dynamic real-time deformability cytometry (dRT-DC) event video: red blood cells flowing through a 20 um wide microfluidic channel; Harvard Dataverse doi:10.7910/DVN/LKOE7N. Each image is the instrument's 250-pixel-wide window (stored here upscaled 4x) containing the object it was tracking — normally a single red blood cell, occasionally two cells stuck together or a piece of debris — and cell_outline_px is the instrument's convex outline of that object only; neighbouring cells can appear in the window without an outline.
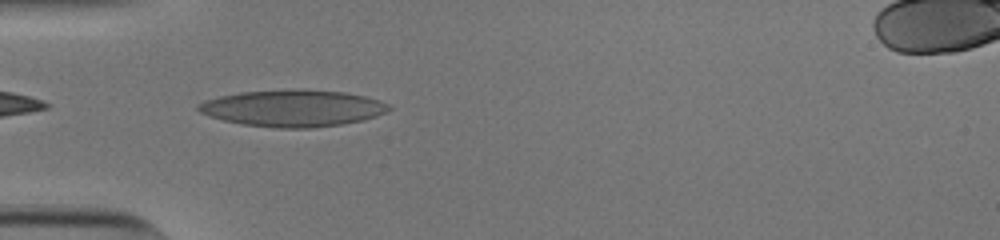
{"species": "human", "species_latin": "Homo sapiens", "temperature_condition": "cold", "stored_images_in_passage": 37, "camera_frame_rate_fps": 3000, "um_per_image_px": 0.085, "donor": {"sex": "male"}, "frame": {"image": 1, "passage_image": 1, "time_ms": 0.0, "image_size_px": [1000, 240], "cell_outline_px": [[392, 108], [376, 116], [364, 120], [340, 124], [312, 128], [276, 128], [244, 124], [224, 120], [208, 116], [200, 112], [196, 108], [196, 104], [204, 100], [220, 96], [240, 92], [304, 88], [344, 92], [364, 96], [380, 100], [388, 104]], "centroid_in_image_um": [24.88, 9.18], "position_along_channel_um": 60.1, "area_um2": 40.98}}
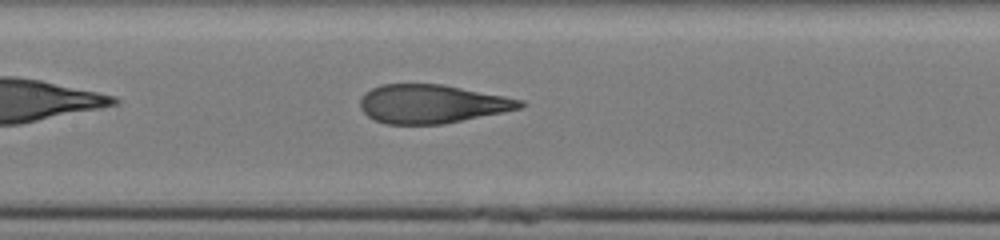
{"frame": {"image": 2, "passage_image": 10, "time_ms": 3.0, "image_size_px": [1000, 240], "cell_outline_px": [[524, 104], [520, 108], [504, 112], [444, 124], [384, 124], [368, 116], [360, 108], [360, 100], [364, 92], [380, 84], [444, 84], [524, 100]], "centroid_in_image_um": [36.69, 8.83], "position_along_channel_um": 170.7, "area_um2": 36.07}}
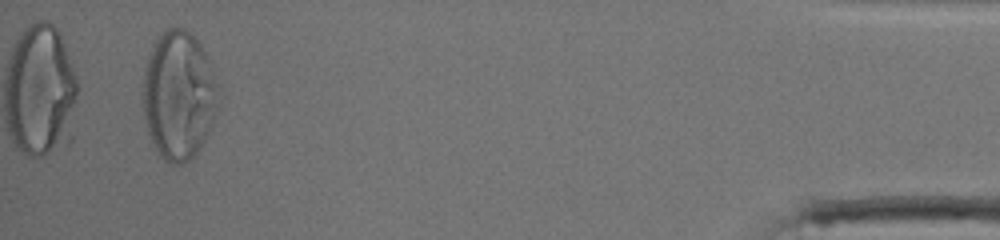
{"frame": {"image": 3, "passage_image": 35, "time_ms": 11.333, "image_size_px": [1000, 240], "cell_outline_px": [[216, 104], [212, 124], [208, 136], [196, 152], [184, 164], [172, 164], [164, 160], [156, 148], [148, 132], [144, 120], [140, 92], [140, 84], [144, 68], [148, 56], [156, 36], [160, 32], [168, 28], [184, 28], [200, 44], [208, 56], [212, 68]], "centroid_in_image_um": [15.11, 8.09], "position_along_channel_um": 420.1, "area_um2": 56.59}, "authors_computed_cell_mechanics": {"area_um2": 38.2636, "velocity_mm_per_s": 3.8341, "shape_relaxation_time_tau1_ms": 7.7977, "shape_relaxation_time_tau2_ms": null, "deformation_change_tau1": 0.2841, "deformation_change_tau2": null}}